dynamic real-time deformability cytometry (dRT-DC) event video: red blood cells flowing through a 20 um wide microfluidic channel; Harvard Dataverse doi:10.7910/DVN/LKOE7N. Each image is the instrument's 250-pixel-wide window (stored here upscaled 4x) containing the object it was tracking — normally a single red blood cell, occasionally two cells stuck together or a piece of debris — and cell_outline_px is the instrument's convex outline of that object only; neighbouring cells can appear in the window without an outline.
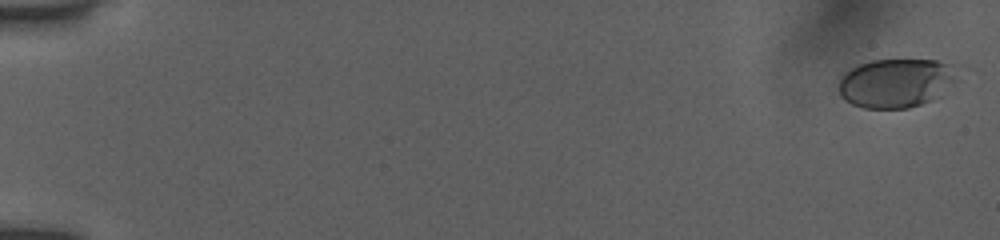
{"species": "human", "species_latin": "Homo sapiens", "temperature_condition": "room temperature", "stored_images_in_passage": 15, "camera_frame_rate_fps": 3000, "um_per_image_px": 0.085, "donor": {"sex": "female"}, "frame": {"image": 1, "passage_image": 1, "time_ms": 0.0, "image_size_px": [1000, 240], "cell_outline_px": [[960, 80], [932, 100], [908, 108], [864, 108], [852, 104], [844, 100], [840, 96], [840, 76], [844, 72], [860, 64], [872, 60], [936, 60], [952, 64]], "centroid_in_image_um": [76.19, 7.05], "position_along_channel_um": 8.8, "area_um2": 34.04}}